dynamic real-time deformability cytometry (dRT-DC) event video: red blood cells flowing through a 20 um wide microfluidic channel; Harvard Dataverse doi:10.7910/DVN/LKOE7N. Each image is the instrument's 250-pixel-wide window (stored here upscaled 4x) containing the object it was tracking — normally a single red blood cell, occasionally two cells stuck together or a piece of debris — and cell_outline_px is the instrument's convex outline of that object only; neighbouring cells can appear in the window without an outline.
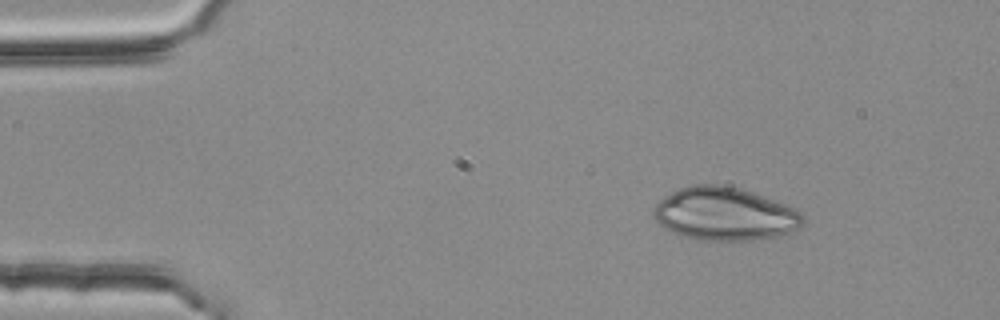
{"species": "common noctule bat (a hibernating species)", "species_latin": "Nyctalus noctula", "temperature_condition": "room temperature", "stored_images_in_passage": 3, "camera_frame_rate_fps": 3000, "um_per_image_px": 0.085, "animal": {"sex": "female", "body_mass_g": 25.1}, "frame": {"image": 1, "passage_image": 1, "time_ms": 0.0, "image_size_px": [1000, 320], "cell_outline_px": [[804, 224], [800, 228], [792, 232], [776, 236], [752, 240], [696, 240], [672, 232], [664, 228], [656, 220], [652, 212], [652, 208], [660, 200], [672, 192], [680, 188], [696, 184], [716, 184], [740, 188], [752, 192], [784, 204], [800, 212], [804, 216]], "centroid_in_image_um": [61.6, 18.19], "position_along_channel_um": 23.4, "area_um2": 46.07}}